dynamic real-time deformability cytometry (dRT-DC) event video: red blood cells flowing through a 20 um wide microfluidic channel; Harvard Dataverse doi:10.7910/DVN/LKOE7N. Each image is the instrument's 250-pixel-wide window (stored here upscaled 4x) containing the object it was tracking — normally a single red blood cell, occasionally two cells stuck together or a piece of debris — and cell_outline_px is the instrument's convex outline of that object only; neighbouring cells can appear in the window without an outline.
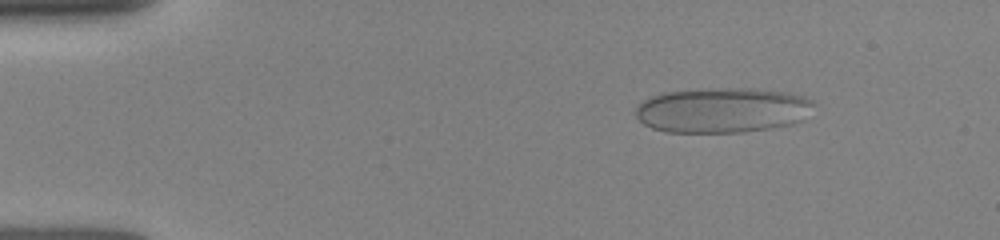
{"species": "human", "species_latin": "Homo sapiens", "temperature_condition": "room temperature", "stored_images_in_passage": 14, "camera_frame_rate_fps": 3000, "um_per_image_px": 0.085, "donor": {"sex": "female"}, "frame": {"image": 1, "passage_image": 5, "time_ms": 1.667, "image_size_px": [1000, 240], "cell_outline_px": [[816, 104], [796, 124], [772, 128], [744, 132], [664, 132], [652, 128], [644, 124], [636, 116], [636, 104], [652, 96], [664, 92], [716, 88], [748, 88], [784, 92], [804, 96], [812, 100]], "centroid_in_image_um": [61.4, 9.37], "position_along_channel_um": 23.6, "area_um2": 46.93}}
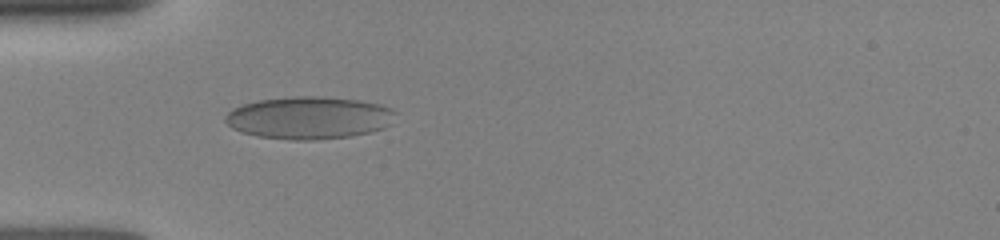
{"frame": {"image": 2, "passage_image": 11, "time_ms": 4.333, "image_size_px": [1000, 240], "cell_outline_px": [[396, 112], [392, 124], [384, 128], [352, 136], [312, 140], [292, 140], [256, 136], [240, 132], [232, 128], [224, 120], [224, 116], [232, 108], [244, 104], [260, 100], [296, 96], [324, 96], [360, 100], [380, 104], [392, 108]], "centroid_in_image_um": [26.28, 10.01], "position_along_channel_um": 58.7, "area_um2": 42.43}}
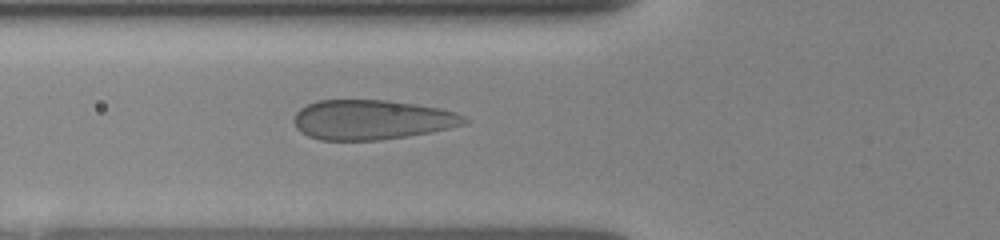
{"frame": {"image": 3, "passage_image": 14, "time_ms": 5.333, "image_size_px": [1000, 240], "cell_outline_px": [[468, 124], [432, 132], [380, 140], [320, 140], [308, 136], [300, 132], [296, 128], [292, 120], [296, 112], [300, 108], [308, 104], [320, 100], [388, 100], [416, 104], [440, 108], [456, 112], [464, 116], [468, 120]], "centroid_in_image_um": [31.61, 10.18], "position_along_channel_um": 94.2, "area_um2": 39.77}}